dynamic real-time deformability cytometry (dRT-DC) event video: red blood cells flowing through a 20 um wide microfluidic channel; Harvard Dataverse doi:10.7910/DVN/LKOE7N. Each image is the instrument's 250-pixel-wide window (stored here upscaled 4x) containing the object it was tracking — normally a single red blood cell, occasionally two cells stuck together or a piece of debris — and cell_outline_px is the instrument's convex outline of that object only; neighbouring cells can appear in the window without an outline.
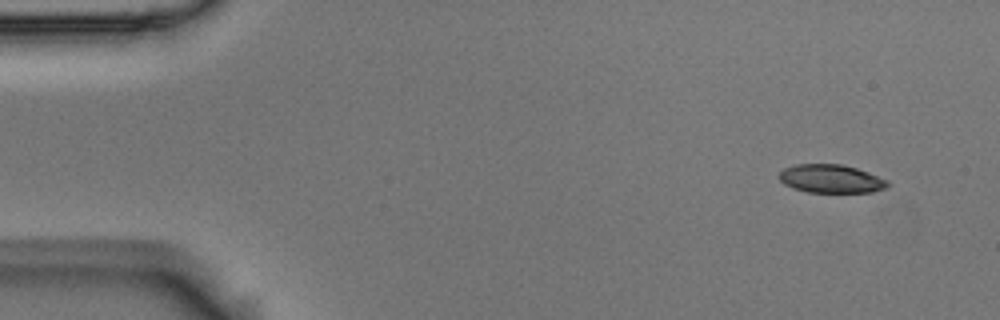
{"species": "Egyptian fruit bat (a non-hibernating species)", "species_latin": "Rousettus aegyptiacus", "temperature_condition": "room temperature", "stored_images_in_passage": 10, "camera_frame_rate_fps": 3000, "um_per_image_px": 0.085, "animal": {"sex": "male"}, "frame": {"image": 1, "passage_image": 1, "time_ms": 0.0, "image_size_px": [1000, 320], "cell_outline_px": [[892, 184], [888, 188], [872, 192], [808, 192], [792, 188], [784, 184], [776, 176], [784, 168], [796, 164], [840, 164], [856, 168], [868, 172], [888, 180]], "centroid_in_image_um": [70.65, 15.2], "position_along_channel_um": 14.4, "area_um2": 18.15}}
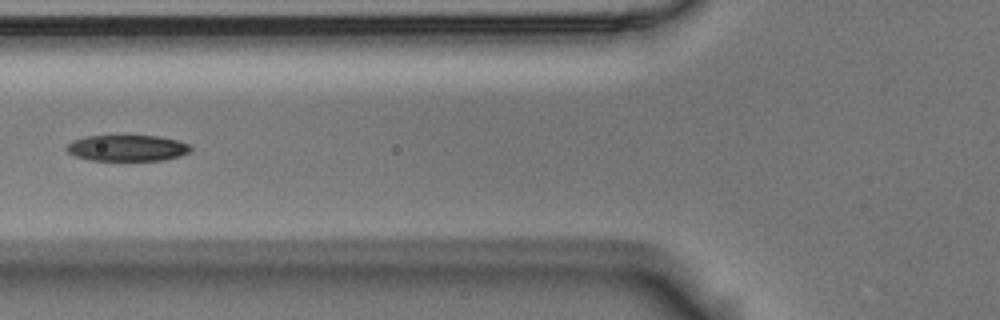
{"frame": {"image": 2, "passage_image": 6, "time_ms": 1.667, "image_size_px": [1000, 320], "cell_outline_px": [[192, 148], [188, 152], [180, 156], [164, 160], [88, 160], [76, 156], [68, 152], [64, 148], [72, 140], [84, 136], [124, 132], [160, 136], [192, 144]], "centroid_in_image_um": [10.79, 12.52], "position_along_channel_um": 115.0, "area_um2": 20.06}}
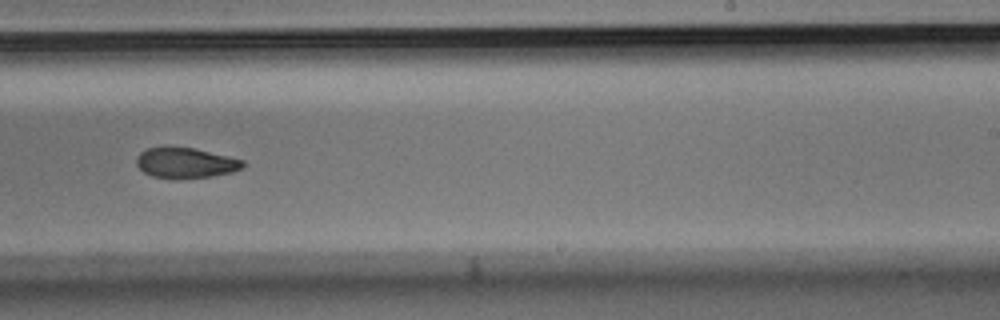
{"frame": {"image": 3, "passage_image": 10, "time_ms": 3.0, "image_size_px": [1000, 320], "cell_outline_px": [[244, 164], [240, 168], [232, 172], [212, 176], [152, 176], [144, 172], [136, 164], [136, 156], [140, 152], [148, 148], [164, 144], [196, 148], [244, 160]], "centroid_in_image_um": [15.73, 13.76], "position_along_channel_um": 273.3, "area_um2": 18.67}}